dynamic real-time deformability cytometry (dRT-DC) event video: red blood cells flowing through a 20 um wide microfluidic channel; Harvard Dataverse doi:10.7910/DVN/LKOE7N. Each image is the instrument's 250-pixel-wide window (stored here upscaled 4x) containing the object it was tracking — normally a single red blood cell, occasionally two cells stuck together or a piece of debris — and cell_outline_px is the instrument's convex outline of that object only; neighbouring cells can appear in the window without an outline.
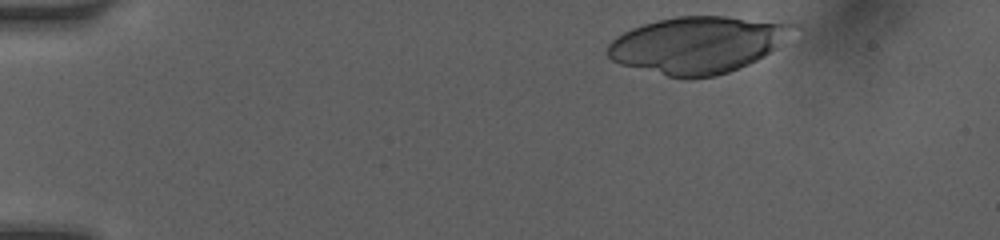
{"species": "human", "species_latin": "Homo sapiens", "temperature_condition": "room temperature", "stored_images_in_passage": 44, "camera_frame_rate_fps": 3000, "um_per_image_px": 0.085, "donor": {"sex": "female"}, "frame": {"image": 1, "passage_image": 2, "time_ms": 0.333, "image_size_px": [1000, 240], "cell_outline_px": [[804, 28], [776, 48], [764, 56], [748, 64], [728, 72], [716, 76], [688, 80], [684, 80], [620, 64], [612, 60], [608, 56], [608, 44], [616, 36], [632, 28], [644, 24], [676, 16], [724, 16], [800, 24]], "centroid_in_image_um": [59.38, 3.81], "position_along_channel_um": 25.6, "area_um2": 61.85}}